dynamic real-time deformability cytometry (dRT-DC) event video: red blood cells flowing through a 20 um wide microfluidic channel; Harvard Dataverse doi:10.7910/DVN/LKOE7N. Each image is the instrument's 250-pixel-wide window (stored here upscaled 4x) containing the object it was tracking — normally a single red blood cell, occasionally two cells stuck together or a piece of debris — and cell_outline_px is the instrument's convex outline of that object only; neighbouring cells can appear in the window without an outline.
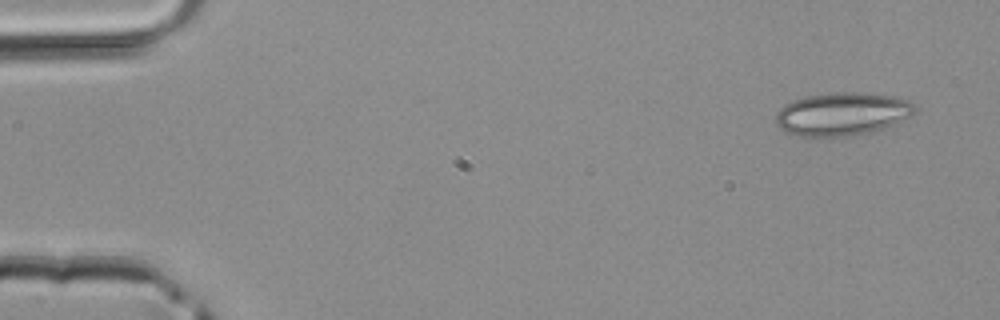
{"species": "common noctule bat (a hibernating species)", "species_latin": "Nyctalus noctula", "temperature_condition": "room temperature", "stored_images_in_passage": 4, "camera_frame_rate_fps": 3000, "um_per_image_px": 0.085, "animal": {"sex": "male", "body_mass_g": 20.4}, "frame": {"image": 1, "passage_image": 1, "time_ms": 0.0, "image_size_px": [1000, 320], "cell_outline_px": [[916, 112], [884, 128], [872, 132], [852, 136], [796, 136], [784, 132], [776, 124], [776, 112], [784, 104], [792, 100], [804, 96], [836, 92], [868, 92], [892, 96], [908, 100], [916, 104]], "centroid_in_image_um": [71.56, 9.68], "position_along_channel_um": 13.4, "area_um2": 35.26}}